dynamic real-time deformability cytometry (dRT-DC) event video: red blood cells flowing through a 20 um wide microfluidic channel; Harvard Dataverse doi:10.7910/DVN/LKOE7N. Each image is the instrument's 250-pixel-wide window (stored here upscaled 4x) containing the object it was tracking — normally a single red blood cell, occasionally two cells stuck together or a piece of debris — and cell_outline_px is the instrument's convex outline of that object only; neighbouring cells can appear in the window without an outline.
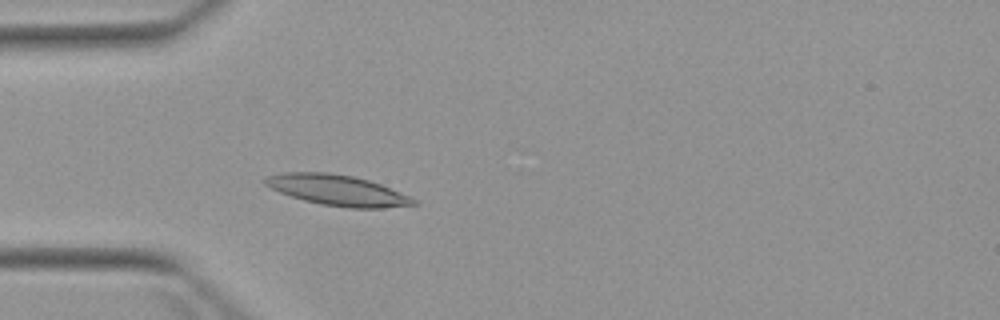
{"species": "Egyptian fruit bat (a non-hibernating species)", "species_latin": "Rousettus aegyptiacus", "temperature_condition": "warm", "stored_images_in_passage": 3, "camera_frame_rate_fps": 3000, "um_per_image_px": 0.085, "animal": {"sex": "female"}, "frame": {"image": 1, "passage_image": 3, "time_ms": 2.667, "image_size_px": [1000, 320], "cell_outline_px": [[420, 204], [384, 208], [348, 208], [320, 204], [304, 200], [280, 192], [264, 184], [264, 176], [284, 172], [328, 172], [352, 176], [368, 180], [380, 184], [408, 196], [416, 200]], "centroid_in_image_um": [28.67, 16.17], "position_along_channel_um": 56.3, "area_um2": 26.36}}